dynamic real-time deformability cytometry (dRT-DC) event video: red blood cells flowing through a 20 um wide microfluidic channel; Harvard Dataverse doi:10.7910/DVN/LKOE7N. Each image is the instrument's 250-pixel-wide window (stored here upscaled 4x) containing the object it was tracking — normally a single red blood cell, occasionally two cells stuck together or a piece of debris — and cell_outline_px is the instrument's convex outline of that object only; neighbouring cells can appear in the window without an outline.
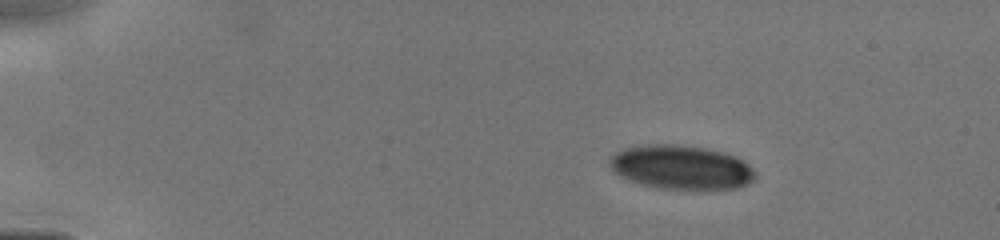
{"species": "human", "species_latin": "Homo sapiens", "temperature_condition": "cold", "stored_images_in_passage": 46, "camera_frame_rate_fps": 3000, "um_per_image_px": 0.085, "donor": {"sex": "male"}, "frame": {"image": 1, "passage_image": 1, "time_ms": 0.0, "image_size_px": [1000, 240], "cell_outline_px": [[756, 176], [748, 184], [736, 188], [660, 188], [640, 184], [620, 176], [608, 164], [608, 160], [616, 152], [624, 148], [644, 144], [672, 144], [704, 148], [736, 156], [748, 164], [756, 172]], "centroid_in_image_um": [57.88, 14.2], "position_along_channel_um": 27.1, "area_um2": 36.99}}
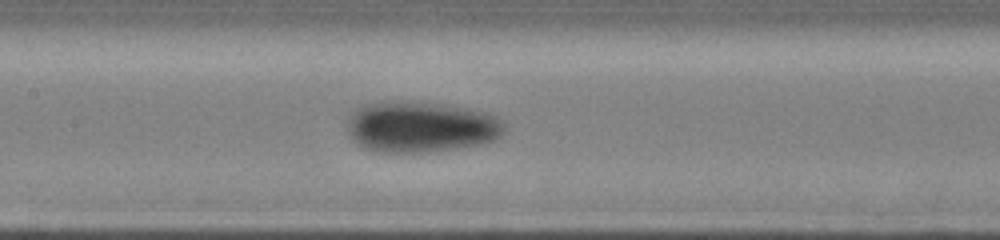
{"frame": {"image": 2, "passage_image": 18, "time_ms": 5.333, "image_size_px": [1000, 240], "cell_outline_px": [[504, 132], [500, 136], [492, 140], [480, 144], [456, 148], [420, 152], [380, 152], [364, 148], [352, 140], [344, 124], [348, 116], [356, 108], [364, 104], [388, 100], [400, 100], [444, 104], [468, 108], [484, 112], [496, 116], [504, 124]], "centroid_in_image_um": [35.69, 10.76], "position_along_channel_um": 171.7, "area_um2": 47.11}}
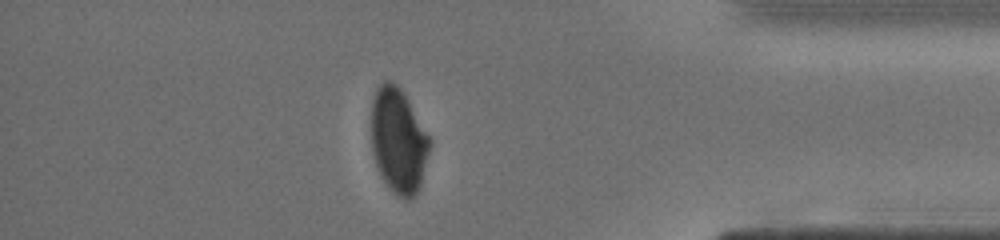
{"frame": {"image": 3, "passage_image": 37, "time_ms": 11.0, "image_size_px": [1000, 240], "cell_outline_px": [[432, 144], [420, 184], [416, 196], [408, 200], [400, 196], [380, 176], [372, 152], [372, 100], [376, 88], [384, 80], [392, 80], [400, 88], [432, 140]], "centroid_in_image_um": [33.87, 11.93], "position_along_channel_um": 401.3, "area_um2": 35.55}}